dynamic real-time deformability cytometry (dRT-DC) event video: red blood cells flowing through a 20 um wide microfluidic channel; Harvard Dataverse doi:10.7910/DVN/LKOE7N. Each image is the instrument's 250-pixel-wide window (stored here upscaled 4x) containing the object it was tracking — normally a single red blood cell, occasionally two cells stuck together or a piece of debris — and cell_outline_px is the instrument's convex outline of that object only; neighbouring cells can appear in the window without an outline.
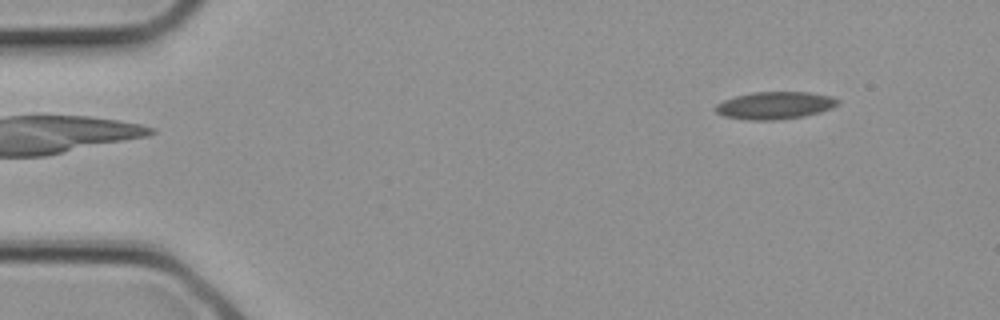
{"species": "common noctule bat (a hibernating species)", "species_latin": "Nyctalus noctula", "temperature_condition": "cold", "stored_images_in_passage": 3, "camera_frame_rate_fps": 3000, "um_per_image_px": 0.085, "animal": {"sex": "female", "body_mass_g": 21.9}, "frame": {"image": 1, "passage_image": 3, "time_ms": 0.667, "image_size_px": [1000, 320], "cell_outline_px": [[840, 104], [832, 108], [820, 112], [804, 116], [776, 120], [748, 120], [724, 116], [716, 112], [712, 108], [716, 104], [724, 100], [736, 96], [752, 92], [808, 92], [832, 96], [840, 100]], "centroid_in_image_um": [65.87, 8.96], "position_along_channel_um": 19.1, "area_um2": 19.71}}